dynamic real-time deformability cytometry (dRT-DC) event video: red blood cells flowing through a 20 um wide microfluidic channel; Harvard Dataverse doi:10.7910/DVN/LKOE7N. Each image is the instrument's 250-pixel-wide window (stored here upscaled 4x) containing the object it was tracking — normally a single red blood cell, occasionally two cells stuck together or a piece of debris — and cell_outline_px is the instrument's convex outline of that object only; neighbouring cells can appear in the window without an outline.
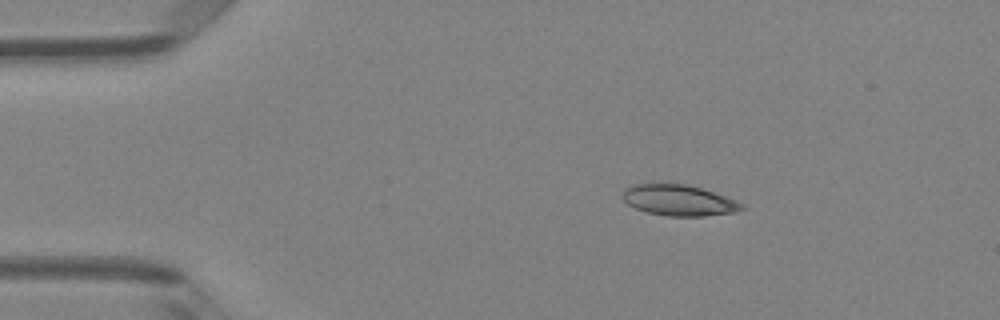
{"species": "Egyptian fruit bat (a non-hibernating species)", "species_latin": "Rousettus aegyptiacus", "temperature_condition": "room temperature", "stored_images_in_passage": 6, "camera_frame_rate_fps": 3000, "um_per_image_px": 0.085, "animal": {"sex": "female"}, "frame": {"image": 1, "passage_image": 2, "time_ms": 1.333, "image_size_px": [1000, 320], "cell_outline_px": [[744, 208], [736, 212], [704, 216], [668, 216], [644, 212], [628, 204], [620, 196], [624, 188], [632, 184], [652, 180], [688, 184], [736, 200], [744, 204]], "centroid_in_image_um": [57.6, 16.97], "position_along_channel_um": 27.4, "area_um2": 22.31}}
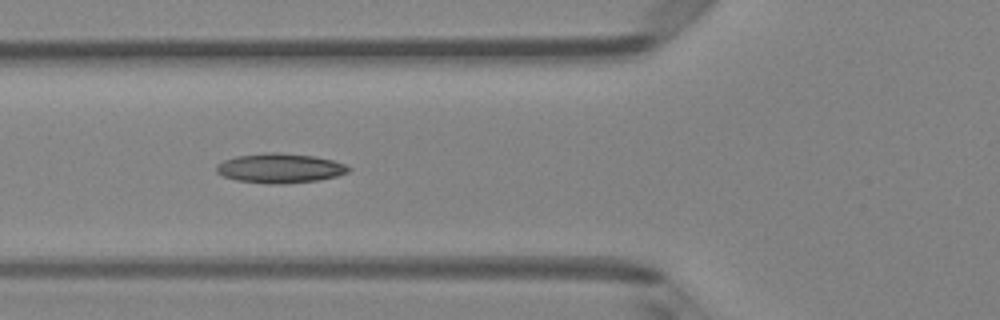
{"frame": {"image": 2, "passage_image": 5, "time_ms": 4.667, "image_size_px": [1000, 320], "cell_outline_px": [[352, 168], [348, 172], [336, 176], [320, 180], [284, 184], [268, 184], [236, 180], [224, 176], [216, 172], [216, 164], [224, 160], [236, 156], [264, 152], [280, 152], [312, 156], [332, 160], [344, 164]], "centroid_in_image_um": [23.78, 14.3], "position_along_channel_um": 102.0, "area_um2": 22.89}}
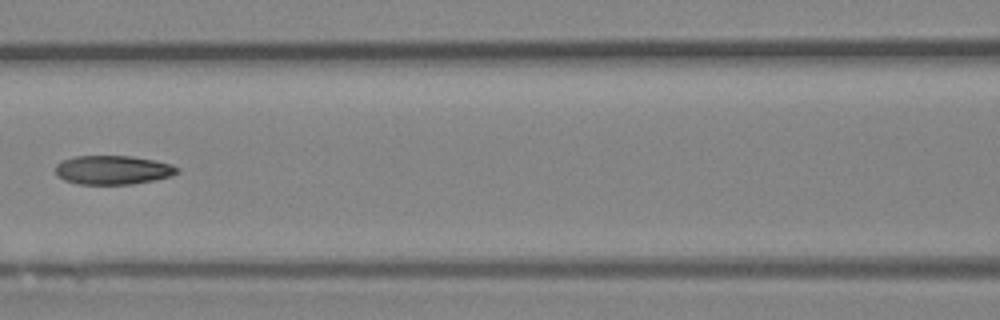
{"frame": {"image": 3, "passage_image": 6, "time_ms": 6.0, "image_size_px": [1000, 320], "cell_outline_px": [[180, 172], [172, 176], [156, 180], [132, 184], [76, 184], [64, 180], [56, 176], [56, 164], [60, 160], [76, 156], [132, 156], [172, 164], [180, 168]], "centroid_in_image_um": [9.6, 14.45], "position_along_channel_um": 157.0, "area_um2": 20.81}}